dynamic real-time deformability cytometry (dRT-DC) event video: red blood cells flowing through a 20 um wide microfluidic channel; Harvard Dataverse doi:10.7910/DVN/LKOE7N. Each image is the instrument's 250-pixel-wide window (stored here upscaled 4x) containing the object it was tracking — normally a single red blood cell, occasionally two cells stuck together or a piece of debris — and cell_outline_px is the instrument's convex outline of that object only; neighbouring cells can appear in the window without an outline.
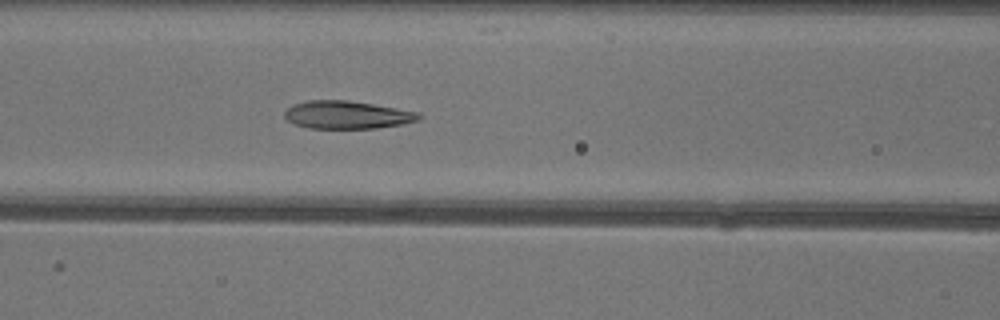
{"species": "common noctule bat (a hibernating species)", "species_latin": "Nyctalus noctula", "temperature_condition": "warm", "stored_images_in_passage": 51, "camera_frame_rate_fps": 3000, "um_per_image_px": 0.085, "animal": {"sex": "female"}, "frame": {"image": 1, "passage_image": 21, "time_ms": 6.667, "image_size_px": [1000, 320], "cell_outline_px": [[424, 116], [420, 120], [404, 124], [376, 128], [308, 128], [296, 124], [288, 120], [284, 116], [284, 112], [292, 104], [308, 100], [348, 100], [420, 112]], "centroid_in_image_um": [29.54, 9.76], "position_along_channel_um": 137.1, "area_um2": 21.91}}
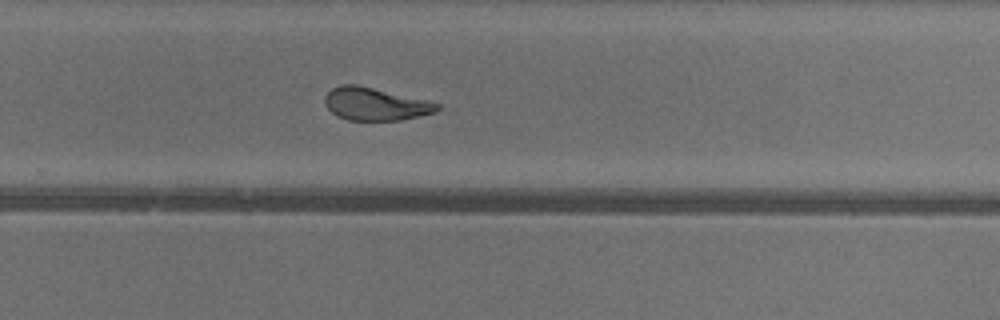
{"frame": {"image": 2, "passage_image": 33, "time_ms": 10.667, "image_size_px": [1000, 320], "cell_outline_px": [[440, 108], [436, 112], [420, 116], [400, 120], [348, 120], [336, 116], [324, 104], [324, 96], [332, 88], [340, 84], [356, 84], [424, 100], [440, 104]], "centroid_in_image_um": [31.85, 8.85], "position_along_channel_um": 297.9, "area_um2": 21.27}}
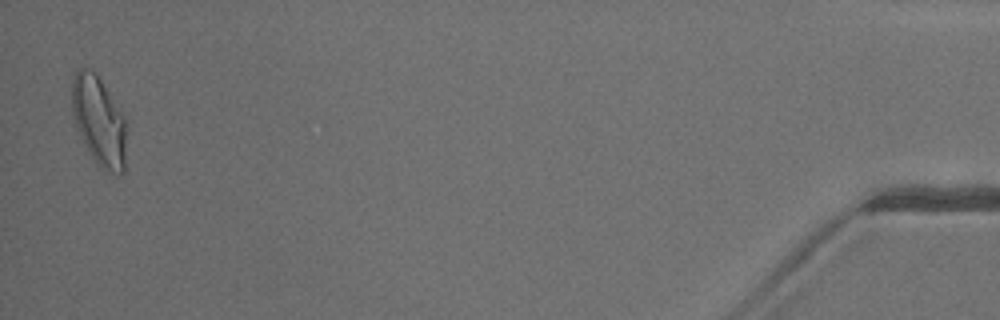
{"frame": {"image": 3, "passage_image": 50, "time_ms": 16.333, "image_size_px": [1000, 320], "cell_outline_px": [[124, 172], [112, 172], [100, 168], [96, 164], [84, 144], [76, 128], [72, 112], [72, 80], [76, 72], [80, 68], [88, 68], [96, 72], [124, 116]], "centroid_in_image_um": [8.36, 10.25], "position_along_channel_um": 426.8, "area_um2": 27.92}, "authors_computed_cell_mechanics": {"area_um2": 23.5246, "velocity_mm_per_s": 4.0245, "shape_relaxation_time_tau1_ms": 3.9614, "shape_relaxation_time_tau2_ms": 1.2167, "deformation_change_tau1": 0.1812, "deformation_change_tau2": 0.093}}